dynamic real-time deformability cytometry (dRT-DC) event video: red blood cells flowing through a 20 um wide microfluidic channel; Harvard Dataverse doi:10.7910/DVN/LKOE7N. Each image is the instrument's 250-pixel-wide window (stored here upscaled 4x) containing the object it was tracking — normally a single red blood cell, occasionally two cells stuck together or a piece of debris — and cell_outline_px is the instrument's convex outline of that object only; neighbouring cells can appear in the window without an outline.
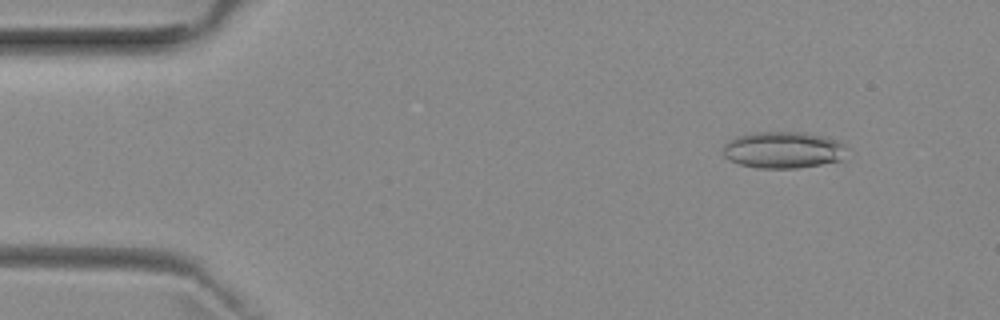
{"species": "common noctule bat (a hibernating species)", "species_latin": "Nyctalus noctula", "temperature_condition": "room temperature", "stored_images_in_passage": 52, "camera_frame_rate_fps": 3000, "um_per_image_px": 0.085, "animal": {"sex": "female", "body_mass_g": 29.2, "forearm_length_mm": 56.3}, "frame": {"image": 1, "passage_image": 6, "time_ms": 1.667, "image_size_px": [1000, 320], "cell_outline_px": [[844, 144], [840, 160], [820, 164], [796, 168], [760, 168], [740, 164], [724, 156], [724, 144], [728, 140], [736, 136], [756, 132], [800, 132], [824, 136], [840, 140]], "centroid_in_image_um": [66.53, 12.73], "position_along_channel_um": 18.5, "area_um2": 26.07}}
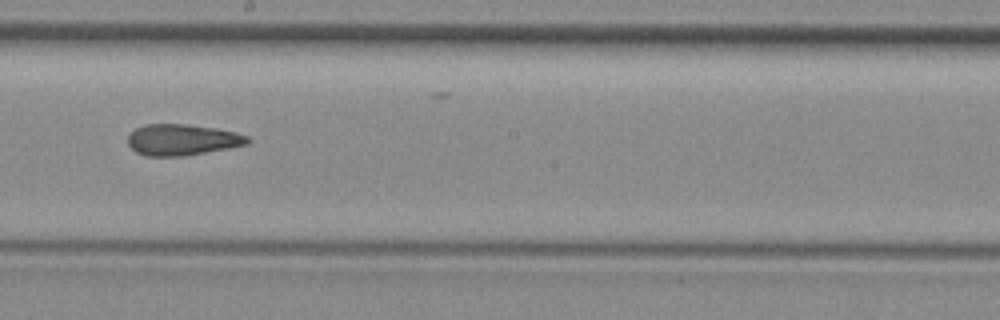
{"frame": {"image": 2, "passage_image": 29, "time_ms": 9.333, "image_size_px": [1000, 320], "cell_outline_px": [[252, 140], [248, 144], [204, 152], [180, 156], [144, 156], [136, 152], [128, 144], [128, 136], [136, 128], [144, 124], [184, 124], [216, 128], [236, 132], [248, 136]], "centroid_in_image_um": [15.48, 11.87], "position_along_channel_um": 232.7, "area_um2": 21.62}}
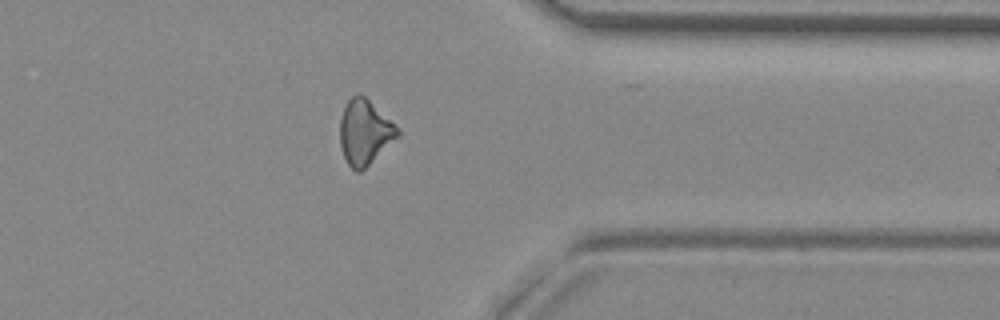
{"frame": {"image": 3, "passage_image": 41, "time_ms": 13.333, "image_size_px": [1000, 320], "cell_outline_px": [[400, 136], [360, 172], [356, 172], [348, 164], [344, 156], [340, 144], [340, 120], [344, 108], [348, 100], [352, 96], [360, 92], [400, 128]], "centroid_in_image_um": [31.02, 11.23], "position_along_channel_um": 380.4, "area_um2": 21.79}, "authors_computed_cell_mechanics": {"area_um2": 22.1374, "velocity_mm_per_s": 3.9664, "shape_relaxation_time_tau1_ms": null, "shape_relaxation_time_tau2_ms": 4.8685, "deformation_change_tau1": null, "deformation_change_tau2": 0.1512}}